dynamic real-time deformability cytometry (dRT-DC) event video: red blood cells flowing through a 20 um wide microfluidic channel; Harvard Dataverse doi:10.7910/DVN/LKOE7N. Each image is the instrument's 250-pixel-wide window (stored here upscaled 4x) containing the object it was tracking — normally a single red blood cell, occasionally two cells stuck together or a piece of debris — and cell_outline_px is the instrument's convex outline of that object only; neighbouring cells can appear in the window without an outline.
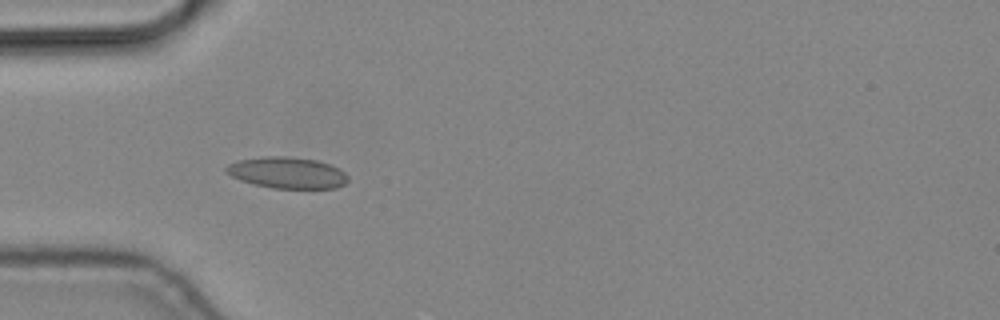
{"species": "common noctule bat (a hibernating species)", "species_latin": "Nyctalus noctula", "temperature_condition": "cold", "stored_images_in_passage": 4, "camera_frame_rate_fps": 3000, "um_per_image_px": 0.085, "animal": {"sex": "male", "body_mass_g": 19.2, "forearm_length_mm": 51.8}, "frame": {"image": 1, "passage_image": 3, "time_ms": 0.667, "image_size_px": [1000, 320], "cell_outline_px": [[348, 180], [344, 184], [336, 188], [272, 188], [240, 180], [224, 172], [224, 168], [228, 164], [240, 160], [264, 156], [288, 156], [316, 160], [340, 168], [348, 176]], "centroid_in_image_um": [24.41, 14.68], "position_along_channel_um": 60.6, "area_um2": 22.2}}
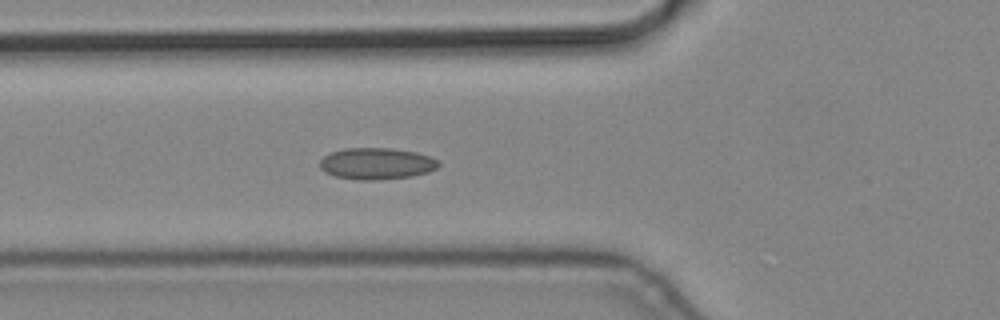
{"frame": {"image": 2, "passage_image": 4, "time_ms": 1.0, "image_size_px": [1000, 320], "cell_outline_px": [[440, 164], [436, 168], [428, 172], [412, 176], [376, 180], [360, 180], [336, 176], [324, 172], [320, 168], [320, 160], [324, 156], [332, 152], [344, 148], [392, 148], [416, 152], [428, 156], [436, 160]], "centroid_in_image_um": [31.99, 13.9], "position_along_channel_um": 93.8, "area_um2": 21.73}}